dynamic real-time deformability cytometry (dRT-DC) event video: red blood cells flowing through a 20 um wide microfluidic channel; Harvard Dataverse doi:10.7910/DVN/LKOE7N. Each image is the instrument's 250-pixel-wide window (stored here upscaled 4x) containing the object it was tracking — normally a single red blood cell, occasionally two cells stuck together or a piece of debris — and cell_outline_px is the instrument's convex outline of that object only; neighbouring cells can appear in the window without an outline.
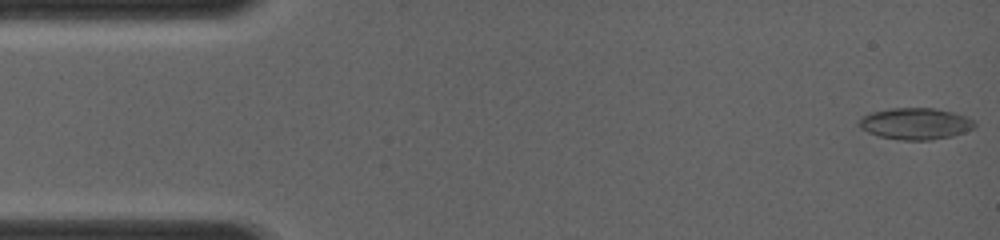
{"species": "common noctule bat (a hibernating species)", "species_latin": "Nyctalus noctula", "temperature_condition": "room temperature", "stored_images_in_passage": 25, "camera_frame_rate_fps": 4000, "um_per_image_px": 0.085, "animal": {"sex": "female", "body_mass_g": 19.0, "forearm_length_mm": 56.7}, "frame": {"image": 1, "passage_image": 1, "time_ms": 0.0, "image_size_px": [1000, 240], "cell_outline_px": [[976, 124], [972, 128], [964, 132], [952, 136], [932, 140], [904, 140], [880, 136], [868, 132], [860, 128], [856, 124], [864, 116], [872, 112], [892, 108], [932, 108], [952, 112], [964, 116], [972, 120]], "centroid_in_image_um": [77.79, 10.51], "position_along_channel_um": 7.2, "area_um2": 20.98}}
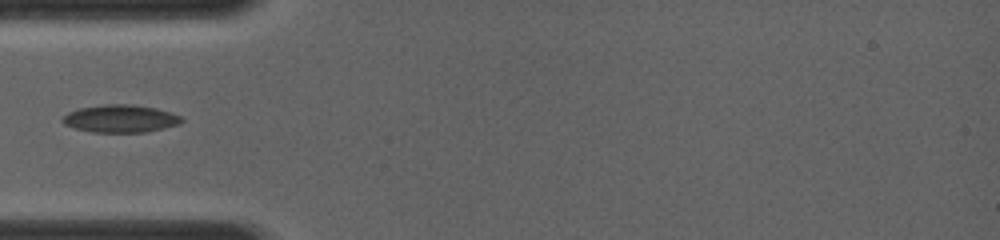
{"frame": {"image": 2, "passage_image": 11, "time_ms": 4.0, "image_size_px": [1000, 240], "cell_outline_px": [[184, 120], [180, 124], [144, 132], [92, 132], [76, 128], [64, 124], [60, 120], [68, 112], [80, 108], [104, 104], [132, 104], [156, 108], [172, 112], [180, 116]], "centroid_in_image_um": [10.25, 10.07], "position_along_channel_um": 74.8, "area_um2": 19.13}}
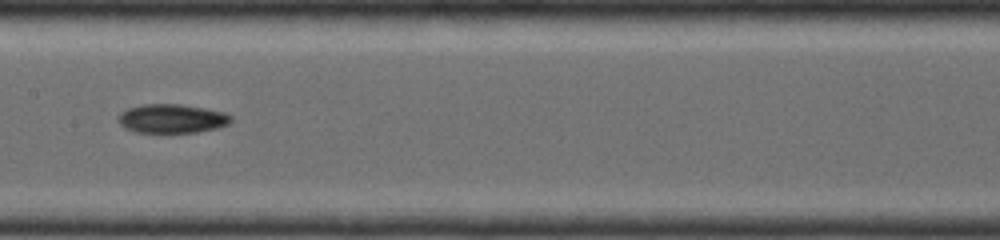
{"frame": {"image": 3, "passage_image": 24, "time_ms": 6.5, "image_size_px": [1000, 240], "cell_outline_px": [[232, 120], [228, 124], [216, 128], [196, 132], [136, 132], [124, 128], [120, 124], [116, 116], [120, 112], [128, 108], [144, 104], [180, 104], [204, 108], [224, 112], [232, 116]], "centroid_in_image_um": [14.58, 10.07], "position_along_channel_um": 192.8, "area_um2": 19.02}}